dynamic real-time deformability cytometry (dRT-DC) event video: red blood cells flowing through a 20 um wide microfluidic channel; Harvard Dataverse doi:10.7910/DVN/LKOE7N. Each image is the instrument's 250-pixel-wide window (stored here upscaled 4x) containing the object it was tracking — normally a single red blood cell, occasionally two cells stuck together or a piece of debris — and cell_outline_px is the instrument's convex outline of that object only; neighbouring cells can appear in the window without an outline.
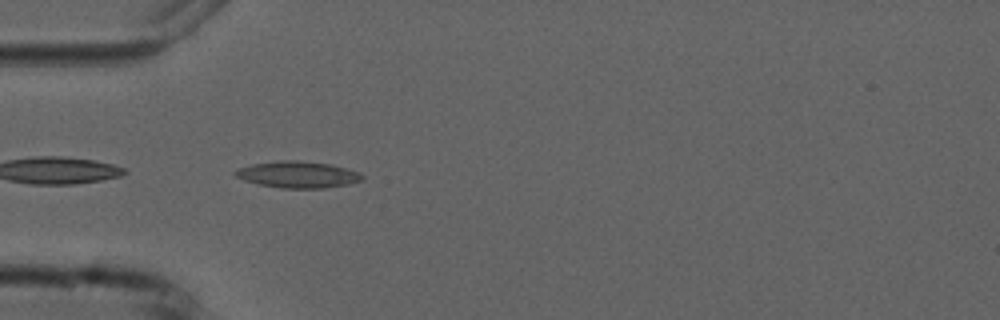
{"species": "common noctule bat (a hibernating species)", "species_latin": "Nyctalus noctula", "temperature_condition": "cold", "stored_images_in_passage": 4, "camera_frame_rate_fps": 3000, "um_per_image_px": 0.085, "animal": {"sex": "male", "forearm_length_mm": 52.5}, "frame": {"image": 1, "passage_image": 3, "time_ms": 2.333, "image_size_px": [1000, 320], "cell_outline_px": [[364, 180], [348, 184], [324, 188], [280, 188], [260, 184], [244, 180], [236, 176], [232, 172], [240, 168], [252, 164], [280, 160], [296, 160], [328, 164], [360, 172], [364, 176]], "centroid_in_image_um": [25.33, 14.84], "position_along_channel_um": 59.7, "area_um2": 19.48}}